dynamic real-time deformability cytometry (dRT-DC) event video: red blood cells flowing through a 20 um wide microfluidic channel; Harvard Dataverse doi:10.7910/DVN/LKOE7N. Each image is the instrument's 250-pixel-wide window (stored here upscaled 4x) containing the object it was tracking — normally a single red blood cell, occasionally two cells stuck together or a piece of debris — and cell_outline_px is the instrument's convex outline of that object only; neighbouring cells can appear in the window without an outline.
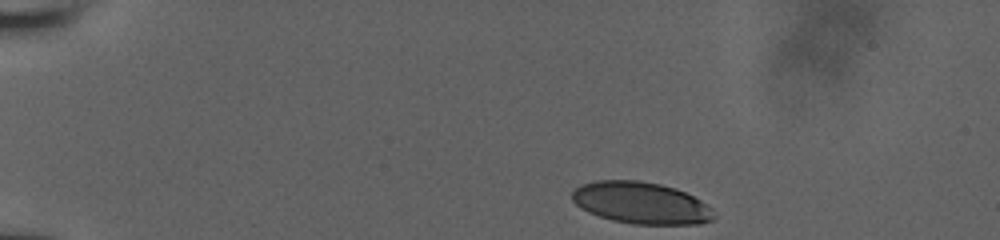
{"species": "human", "species_latin": "Homo sapiens", "temperature_condition": "room temperature", "stored_images_in_passage": 57, "camera_frame_rate_fps": 3000, "um_per_image_px": 0.085, "donor": {"sex": "male"}, "frame": {"image": 1, "passage_image": 1, "time_ms": 0.0, "image_size_px": [1000, 240], "cell_outline_px": [[716, 216], [712, 220], [700, 224], [632, 224], [612, 220], [588, 212], [580, 208], [572, 200], [572, 192], [580, 184], [596, 180], [640, 180], [660, 184], [676, 188], [708, 204], [712, 208]], "centroid_in_image_um": [54.49, 17.24], "position_along_channel_um": 30.5, "area_um2": 34.74}}
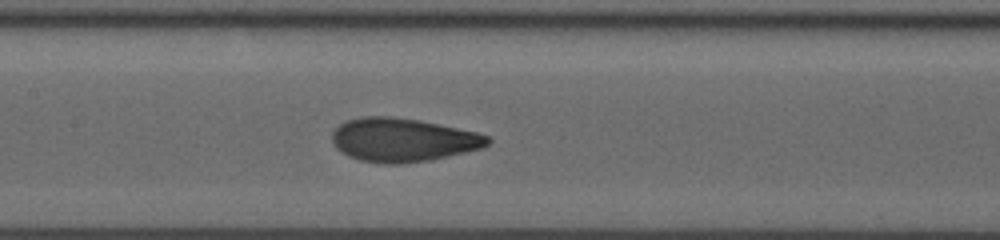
{"frame": {"image": 2, "passage_image": 36, "time_ms": 6.0, "image_size_px": [1000, 240], "cell_outline_px": [[492, 140], [484, 148], [448, 156], [428, 160], [400, 164], [384, 164], [360, 160], [348, 156], [336, 148], [332, 140], [332, 132], [340, 124], [348, 120], [364, 116], [392, 116], [420, 120], [476, 132], [488, 136]], "centroid_in_image_um": [34.24, 11.89], "position_along_channel_um": 173.2, "area_um2": 39.54}}
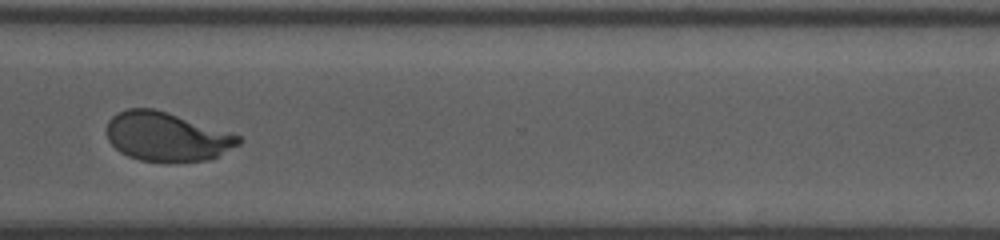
{"frame": {"image": 3, "passage_image": 56, "time_ms": 10.667, "image_size_px": [1000, 240], "cell_outline_px": [[244, 140], [240, 144], [220, 156], [212, 160], [172, 164], [168, 164], [140, 160], [128, 156], [120, 152], [108, 140], [104, 128], [108, 120], [116, 112], [128, 108], [152, 108], [168, 112], [240, 136]], "centroid_in_image_um": [14.16, 11.65], "position_along_channel_um": 356.4, "area_um2": 38.61}}